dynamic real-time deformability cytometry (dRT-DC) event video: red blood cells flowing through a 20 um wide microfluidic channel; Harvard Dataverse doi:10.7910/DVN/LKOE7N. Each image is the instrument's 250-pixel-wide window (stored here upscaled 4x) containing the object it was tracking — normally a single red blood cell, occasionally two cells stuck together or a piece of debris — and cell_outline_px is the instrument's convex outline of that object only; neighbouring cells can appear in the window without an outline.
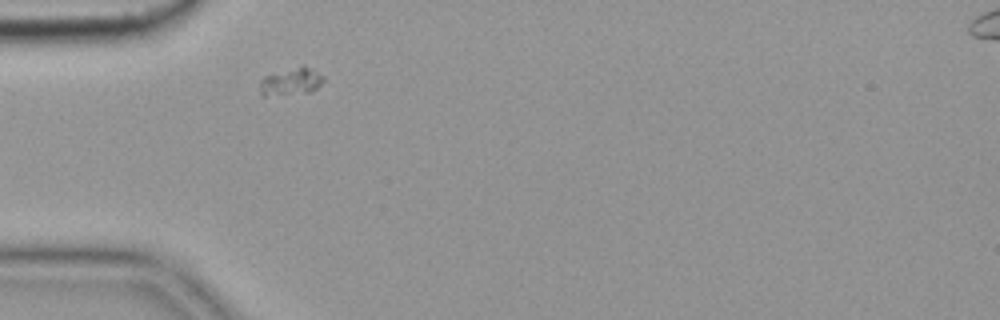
{"species": "common noctule bat (a hibernating species)", "species_latin": "Nyctalus noctula", "temperature_condition": "cold", "stored_images_in_passage": 7, "camera_frame_rate_fps": 3000, "um_per_image_px": 0.085, "animal": {"sex": "female", "body_mass_g": 19.9}, "frame": {"image": 1, "passage_image": 1, "time_ms": 0.0, "image_size_px": [1000, 320], "cell_outline_px": [[324, 80], [312, 92], [264, 96], [260, 92], [260, 80], [264, 76], [304, 64], [324, 76]], "centroid_in_image_um": [24.75, 6.92], "position_along_channel_um": 60.3, "area_um2": 10.17}}